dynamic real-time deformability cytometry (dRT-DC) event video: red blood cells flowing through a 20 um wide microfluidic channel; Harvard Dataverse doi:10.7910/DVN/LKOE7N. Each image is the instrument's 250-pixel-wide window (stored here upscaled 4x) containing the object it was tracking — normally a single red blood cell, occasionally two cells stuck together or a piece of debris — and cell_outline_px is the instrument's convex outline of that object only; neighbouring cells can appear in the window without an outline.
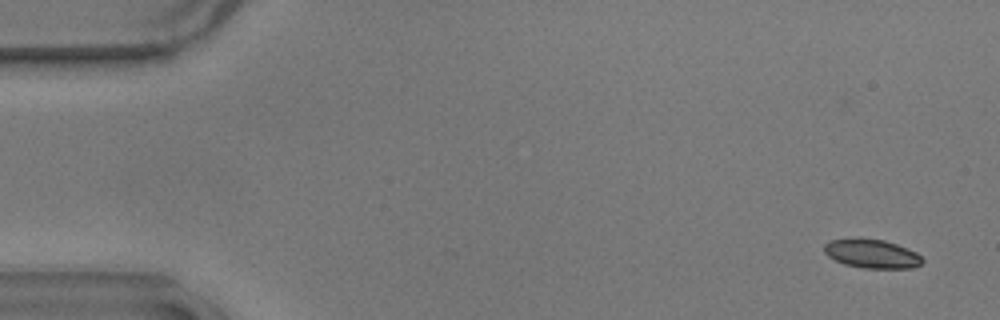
{"species": "common noctule bat (a hibernating species)", "species_latin": "Nyctalus noctula", "temperature_condition": "warm", "stored_images_in_passage": 52, "camera_frame_rate_fps": 3000, "um_per_image_px": 0.085, "animal": {"sex": "male", "body_mass_g": 17.9}, "frame": {"image": 1, "passage_image": 3, "time_ms": 0.667, "image_size_px": [1000, 320], "cell_outline_px": [[924, 260], [920, 264], [912, 268], [864, 268], [844, 264], [828, 256], [824, 252], [824, 244], [832, 240], [884, 240], [896, 244], [916, 252]], "centroid_in_image_um": [74.13, 21.6], "position_along_channel_um": 10.9, "area_um2": 15.95}}
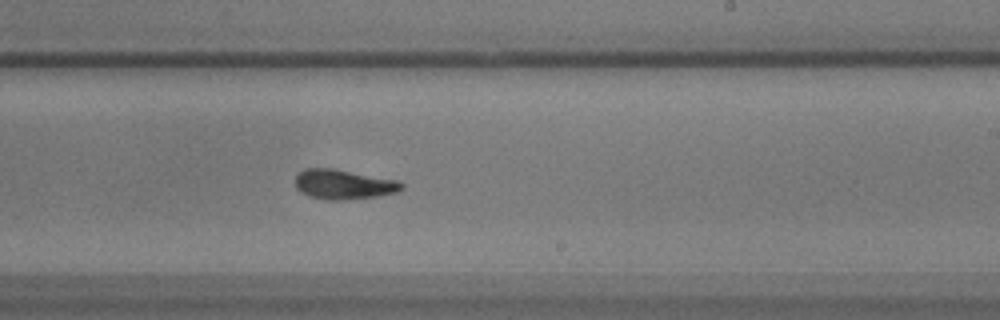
{"frame": {"image": 2, "passage_image": 34, "time_ms": 11.0, "image_size_px": [1000, 320], "cell_outline_px": [[404, 188], [396, 192], [376, 196], [344, 200], [328, 200], [308, 196], [300, 192], [296, 188], [296, 176], [304, 168], [332, 168], [396, 180], [404, 184]], "centroid_in_image_um": [29.17, 15.67], "position_along_channel_um": 259.8, "area_um2": 18.32}}
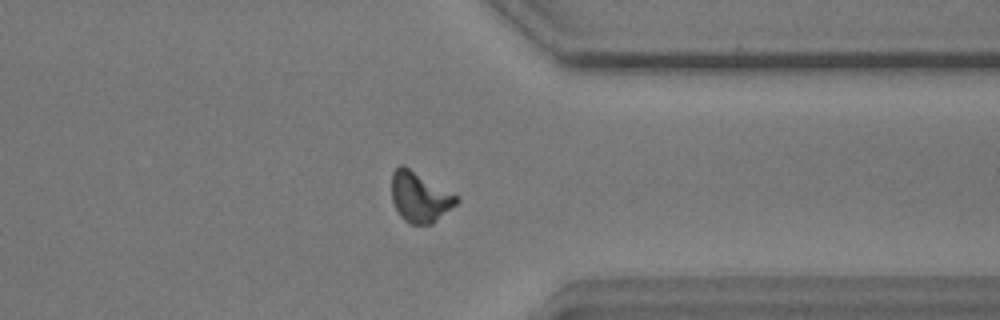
{"frame": {"image": 3, "passage_image": 44, "time_ms": 14.333, "image_size_px": [1000, 320], "cell_outline_px": [[460, 200], [456, 204], [432, 224], [408, 224], [400, 216], [392, 200], [392, 172], [400, 164], [404, 164], [460, 196]], "centroid_in_image_um": [35.69, 16.72], "position_along_channel_um": 375.7, "area_um2": 19.25}}